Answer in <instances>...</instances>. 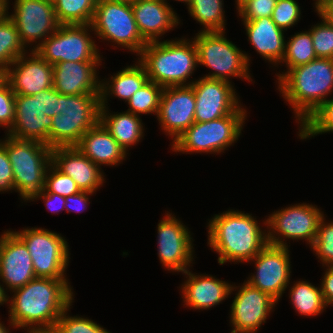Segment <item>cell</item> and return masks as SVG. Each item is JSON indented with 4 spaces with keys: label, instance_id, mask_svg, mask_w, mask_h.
Returning <instances> with one entry per match:
<instances>
[{
    "label": "cell",
    "instance_id": "28",
    "mask_svg": "<svg viewBox=\"0 0 333 333\" xmlns=\"http://www.w3.org/2000/svg\"><path fill=\"white\" fill-rule=\"evenodd\" d=\"M136 63L118 71L110 80L100 82L101 107H107V100L111 95L128 102L147 83L148 76L143 65L139 61Z\"/></svg>",
    "mask_w": 333,
    "mask_h": 333
},
{
    "label": "cell",
    "instance_id": "46",
    "mask_svg": "<svg viewBox=\"0 0 333 333\" xmlns=\"http://www.w3.org/2000/svg\"><path fill=\"white\" fill-rule=\"evenodd\" d=\"M37 199H43L48 211H51V213L58 214L59 211H63L65 209V197L60 196L55 193H49L45 189L41 190L38 194H36L31 201L37 200ZM59 208V209H58Z\"/></svg>",
    "mask_w": 333,
    "mask_h": 333
},
{
    "label": "cell",
    "instance_id": "49",
    "mask_svg": "<svg viewBox=\"0 0 333 333\" xmlns=\"http://www.w3.org/2000/svg\"><path fill=\"white\" fill-rule=\"evenodd\" d=\"M320 15L333 26V5L327 6Z\"/></svg>",
    "mask_w": 333,
    "mask_h": 333
},
{
    "label": "cell",
    "instance_id": "34",
    "mask_svg": "<svg viewBox=\"0 0 333 333\" xmlns=\"http://www.w3.org/2000/svg\"><path fill=\"white\" fill-rule=\"evenodd\" d=\"M313 40L309 31L295 33L286 41L285 52L280 63H286L287 71L291 68L304 65L316 59Z\"/></svg>",
    "mask_w": 333,
    "mask_h": 333
},
{
    "label": "cell",
    "instance_id": "31",
    "mask_svg": "<svg viewBox=\"0 0 333 333\" xmlns=\"http://www.w3.org/2000/svg\"><path fill=\"white\" fill-rule=\"evenodd\" d=\"M223 0H192L188 11L197 23L203 25L202 32L224 31L225 11Z\"/></svg>",
    "mask_w": 333,
    "mask_h": 333
},
{
    "label": "cell",
    "instance_id": "18",
    "mask_svg": "<svg viewBox=\"0 0 333 333\" xmlns=\"http://www.w3.org/2000/svg\"><path fill=\"white\" fill-rule=\"evenodd\" d=\"M195 106L191 85L163 88L157 120L172 142L195 122Z\"/></svg>",
    "mask_w": 333,
    "mask_h": 333
},
{
    "label": "cell",
    "instance_id": "10",
    "mask_svg": "<svg viewBox=\"0 0 333 333\" xmlns=\"http://www.w3.org/2000/svg\"><path fill=\"white\" fill-rule=\"evenodd\" d=\"M90 24L59 25L34 51L51 65L60 62H101L89 32Z\"/></svg>",
    "mask_w": 333,
    "mask_h": 333
},
{
    "label": "cell",
    "instance_id": "21",
    "mask_svg": "<svg viewBox=\"0 0 333 333\" xmlns=\"http://www.w3.org/2000/svg\"><path fill=\"white\" fill-rule=\"evenodd\" d=\"M52 118L45 115L39 106V95H15L14 123L7 135L33 140L49 146V130Z\"/></svg>",
    "mask_w": 333,
    "mask_h": 333
},
{
    "label": "cell",
    "instance_id": "2",
    "mask_svg": "<svg viewBox=\"0 0 333 333\" xmlns=\"http://www.w3.org/2000/svg\"><path fill=\"white\" fill-rule=\"evenodd\" d=\"M252 214L228 210L208 223V244L218 254V263L250 262L267 244V232Z\"/></svg>",
    "mask_w": 333,
    "mask_h": 333
},
{
    "label": "cell",
    "instance_id": "35",
    "mask_svg": "<svg viewBox=\"0 0 333 333\" xmlns=\"http://www.w3.org/2000/svg\"><path fill=\"white\" fill-rule=\"evenodd\" d=\"M162 91L163 87L148 80L141 89L131 96L127 102L129 105L127 111L138 116L151 113L157 115Z\"/></svg>",
    "mask_w": 333,
    "mask_h": 333
},
{
    "label": "cell",
    "instance_id": "36",
    "mask_svg": "<svg viewBox=\"0 0 333 333\" xmlns=\"http://www.w3.org/2000/svg\"><path fill=\"white\" fill-rule=\"evenodd\" d=\"M299 128L301 140L326 132L333 133V98L325 101Z\"/></svg>",
    "mask_w": 333,
    "mask_h": 333
},
{
    "label": "cell",
    "instance_id": "27",
    "mask_svg": "<svg viewBox=\"0 0 333 333\" xmlns=\"http://www.w3.org/2000/svg\"><path fill=\"white\" fill-rule=\"evenodd\" d=\"M75 147L100 168L119 165L128 154L100 122L87 130Z\"/></svg>",
    "mask_w": 333,
    "mask_h": 333
},
{
    "label": "cell",
    "instance_id": "20",
    "mask_svg": "<svg viewBox=\"0 0 333 333\" xmlns=\"http://www.w3.org/2000/svg\"><path fill=\"white\" fill-rule=\"evenodd\" d=\"M26 55L18 57L5 72V80L15 95L32 96L53 87V65L35 51Z\"/></svg>",
    "mask_w": 333,
    "mask_h": 333
},
{
    "label": "cell",
    "instance_id": "12",
    "mask_svg": "<svg viewBox=\"0 0 333 333\" xmlns=\"http://www.w3.org/2000/svg\"><path fill=\"white\" fill-rule=\"evenodd\" d=\"M323 216V212L316 205L304 202L274 211L263 223L268 229L267 242L276 246L289 247L286 243L287 238L297 241L304 239L311 247L315 242L318 225Z\"/></svg>",
    "mask_w": 333,
    "mask_h": 333
},
{
    "label": "cell",
    "instance_id": "15",
    "mask_svg": "<svg viewBox=\"0 0 333 333\" xmlns=\"http://www.w3.org/2000/svg\"><path fill=\"white\" fill-rule=\"evenodd\" d=\"M157 226L160 263L168 271L185 272L194 260L193 239L188 227L168 211Z\"/></svg>",
    "mask_w": 333,
    "mask_h": 333
},
{
    "label": "cell",
    "instance_id": "22",
    "mask_svg": "<svg viewBox=\"0 0 333 333\" xmlns=\"http://www.w3.org/2000/svg\"><path fill=\"white\" fill-rule=\"evenodd\" d=\"M102 62H60L53 65V88L63 95H100L97 67Z\"/></svg>",
    "mask_w": 333,
    "mask_h": 333
},
{
    "label": "cell",
    "instance_id": "6",
    "mask_svg": "<svg viewBox=\"0 0 333 333\" xmlns=\"http://www.w3.org/2000/svg\"><path fill=\"white\" fill-rule=\"evenodd\" d=\"M246 115L247 111L240 105L233 113L222 118L194 122L172 142L171 149L186 154L224 152L239 139Z\"/></svg>",
    "mask_w": 333,
    "mask_h": 333
},
{
    "label": "cell",
    "instance_id": "43",
    "mask_svg": "<svg viewBox=\"0 0 333 333\" xmlns=\"http://www.w3.org/2000/svg\"><path fill=\"white\" fill-rule=\"evenodd\" d=\"M15 116V93L10 84L5 80L0 85V127L11 129Z\"/></svg>",
    "mask_w": 333,
    "mask_h": 333
},
{
    "label": "cell",
    "instance_id": "54",
    "mask_svg": "<svg viewBox=\"0 0 333 333\" xmlns=\"http://www.w3.org/2000/svg\"><path fill=\"white\" fill-rule=\"evenodd\" d=\"M8 330L10 329H7V327L4 326V323L2 324V322L0 321V333H9Z\"/></svg>",
    "mask_w": 333,
    "mask_h": 333
},
{
    "label": "cell",
    "instance_id": "50",
    "mask_svg": "<svg viewBox=\"0 0 333 333\" xmlns=\"http://www.w3.org/2000/svg\"><path fill=\"white\" fill-rule=\"evenodd\" d=\"M3 285H4L3 283L2 284L0 283V305H3L4 303L8 304L7 302H8V299L10 298V296L4 289L5 286H3Z\"/></svg>",
    "mask_w": 333,
    "mask_h": 333
},
{
    "label": "cell",
    "instance_id": "4",
    "mask_svg": "<svg viewBox=\"0 0 333 333\" xmlns=\"http://www.w3.org/2000/svg\"><path fill=\"white\" fill-rule=\"evenodd\" d=\"M138 56L148 80L163 88L194 82H187L198 67L197 48L192 39L148 42Z\"/></svg>",
    "mask_w": 333,
    "mask_h": 333
},
{
    "label": "cell",
    "instance_id": "48",
    "mask_svg": "<svg viewBox=\"0 0 333 333\" xmlns=\"http://www.w3.org/2000/svg\"><path fill=\"white\" fill-rule=\"evenodd\" d=\"M321 281V292L327 307L333 305V266H326Z\"/></svg>",
    "mask_w": 333,
    "mask_h": 333
},
{
    "label": "cell",
    "instance_id": "14",
    "mask_svg": "<svg viewBox=\"0 0 333 333\" xmlns=\"http://www.w3.org/2000/svg\"><path fill=\"white\" fill-rule=\"evenodd\" d=\"M289 247L267 244L252 260L256 274L246 282L269 294L277 302L290 284L291 262Z\"/></svg>",
    "mask_w": 333,
    "mask_h": 333
},
{
    "label": "cell",
    "instance_id": "7",
    "mask_svg": "<svg viewBox=\"0 0 333 333\" xmlns=\"http://www.w3.org/2000/svg\"><path fill=\"white\" fill-rule=\"evenodd\" d=\"M100 95L61 94V114L52 117L49 147H75L100 122Z\"/></svg>",
    "mask_w": 333,
    "mask_h": 333
},
{
    "label": "cell",
    "instance_id": "37",
    "mask_svg": "<svg viewBox=\"0 0 333 333\" xmlns=\"http://www.w3.org/2000/svg\"><path fill=\"white\" fill-rule=\"evenodd\" d=\"M322 22L308 31L313 40V48L317 58L333 59V26L320 14Z\"/></svg>",
    "mask_w": 333,
    "mask_h": 333
},
{
    "label": "cell",
    "instance_id": "45",
    "mask_svg": "<svg viewBox=\"0 0 333 333\" xmlns=\"http://www.w3.org/2000/svg\"><path fill=\"white\" fill-rule=\"evenodd\" d=\"M13 170L5 147L0 143V192L14 190Z\"/></svg>",
    "mask_w": 333,
    "mask_h": 333
},
{
    "label": "cell",
    "instance_id": "26",
    "mask_svg": "<svg viewBox=\"0 0 333 333\" xmlns=\"http://www.w3.org/2000/svg\"><path fill=\"white\" fill-rule=\"evenodd\" d=\"M243 24L248 41L257 53L274 66L280 65L285 52V31L279 28L271 17L243 21Z\"/></svg>",
    "mask_w": 333,
    "mask_h": 333
},
{
    "label": "cell",
    "instance_id": "53",
    "mask_svg": "<svg viewBox=\"0 0 333 333\" xmlns=\"http://www.w3.org/2000/svg\"><path fill=\"white\" fill-rule=\"evenodd\" d=\"M6 1L7 0H0V18L6 14Z\"/></svg>",
    "mask_w": 333,
    "mask_h": 333
},
{
    "label": "cell",
    "instance_id": "8",
    "mask_svg": "<svg viewBox=\"0 0 333 333\" xmlns=\"http://www.w3.org/2000/svg\"><path fill=\"white\" fill-rule=\"evenodd\" d=\"M224 31L202 32L192 38L197 48L198 65L212 69L203 77L231 82L239 77L252 82L250 76V57L241 51L232 41L227 40ZM230 77V78H229Z\"/></svg>",
    "mask_w": 333,
    "mask_h": 333
},
{
    "label": "cell",
    "instance_id": "60",
    "mask_svg": "<svg viewBox=\"0 0 333 333\" xmlns=\"http://www.w3.org/2000/svg\"><path fill=\"white\" fill-rule=\"evenodd\" d=\"M231 333H240V332H237V331H235V330H232Z\"/></svg>",
    "mask_w": 333,
    "mask_h": 333
},
{
    "label": "cell",
    "instance_id": "41",
    "mask_svg": "<svg viewBox=\"0 0 333 333\" xmlns=\"http://www.w3.org/2000/svg\"><path fill=\"white\" fill-rule=\"evenodd\" d=\"M271 19L279 28L287 31L301 19L300 6L295 0H277Z\"/></svg>",
    "mask_w": 333,
    "mask_h": 333
},
{
    "label": "cell",
    "instance_id": "13",
    "mask_svg": "<svg viewBox=\"0 0 333 333\" xmlns=\"http://www.w3.org/2000/svg\"><path fill=\"white\" fill-rule=\"evenodd\" d=\"M9 0L6 1V14L16 25L20 40L25 48L34 43V51L59 27L54 4L48 0H15L14 13L8 14ZM38 40V41H37Z\"/></svg>",
    "mask_w": 333,
    "mask_h": 333
},
{
    "label": "cell",
    "instance_id": "32",
    "mask_svg": "<svg viewBox=\"0 0 333 333\" xmlns=\"http://www.w3.org/2000/svg\"><path fill=\"white\" fill-rule=\"evenodd\" d=\"M22 44L16 25L5 14L0 18V70L8 67L20 56L27 54Z\"/></svg>",
    "mask_w": 333,
    "mask_h": 333
},
{
    "label": "cell",
    "instance_id": "29",
    "mask_svg": "<svg viewBox=\"0 0 333 333\" xmlns=\"http://www.w3.org/2000/svg\"><path fill=\"white\" fill-rule=\"evenodd\" d=\"M108 107L100 108V123L126 151L144 137L141 118L131 112L110 113Z\"/></svg>",
    "mask_w": 333,
    "mask_h": 333
},
{
    "label": "cell",
    "instance_id": "3",
    "mask_svg": "<svg viewBox=\"0 0 333 333\" xmlns=\"http://www.w3.org/2000/svg\"><path fill=\"white\" fill-rule=\"evenodd\" d=\"M276 76L278 89L301 126L333 92V59L316 58Z\"/></svg>",
    "mask_w": 333,
    "mask_h": 333
},
{
    "label": "cell",
    "instance_id": "51",
    "mask_svg": "<svg viewBox=\"0 0 333 333\" xmlns=\"http://www.w3.org/2000/svg\"><path fill=\"white\" fill-rule=\"evenodd\" d=\"M28 333H60L59 330L54 328L32 329L27 331Z\"/></svg>",
    "mask_w": 333,
    "mask_h": 333
},
{
    "label": "cell",
    "instance_id": "59",
    "mask_svg": "<svg viewBox=\"0 0 333 333\" xmlns=\"http://www.w3.org/2000/svg\"><path fill=\"white\" fill-rule=\"evenodd\" d=\"M242 1H244V0H235L236 5L238 6Z\"/></svg>",
    "mask_w": 333,
    "mask_h": 333
},
{
    "label": "cell",
    "instance_id": "42",
    "mask_svg": "<svg viewBox=\"0 0 333 333\" xmlns=\"http://www.w3.org/2000/svg\"><path fill=\"white\" fill-rule=\"evenodd\" d=\"M277 0H244L238 6V14L242 21L271 17Z\"/></svg>",
    "mask_w": 333,
    "mask_h": 333
},
{
    "label": "cell",
    "instance_id": "52",
    "mask_svg": "<svg viewBox=\"0 0 333 333\" xmlns=\"http://www.w3.org/2000/svg\"><path fill=\"white\" fill-rule=\"evenodd\" d=\"M333 5V0H324L315 10L320 14L327 6Z\"/></svg>",
    "mask_w": 333,
    "mask_h": 333
},
{
    "label": "cell",
    "instance_id": "44",
    "mask_svg": "<svg viewBox=\"0 0 333 333\" xmlns=\"http://www.w3.org/2000/svg\"><path fill=\"white\" fill-rule=\"evenodd\" d=\"M38 95L39 106L45 115L52 118L61 114V94L53 87L40 91Z\"/></svg>",
    "mask_w": 333,
    "mask_h": 333
},
{
    "label": "cell",
    "instance_id": "17",
    "mask_svg": "<svg viewBox=\"0 0 333 333\" xmlns=\"http://www.w3.org/2000/svg\"><path fill=\"white\" fill-rule=\"evenodd\" d=\"M191 86L196 101L195 122L222 118L233 113L241 105L231 82L201 77Z\"/></svg>",
    "mask_w": 333,
    "mask_h": 333
},
{
    "label": "cell",
    "instance_id": "9",
    "mask_svg": "<svg viewBox=\"0 0 333 333\" xmlns=\"http://www.w3.org/2000/svg\"><path fill=\"white\" fill-rule=\"evenodd\" d=\"M90 25L99 39L113 42L137 56L148 43L139 32L129 3L109 0L96 2Z\"/></svg>",
    "mask_w": 333,
    "mask_h": 333
},
{
    "label": "cell",
    "instance_id": "58",
    "mask_svg": "<svg viewBox=\"0 0 333 333\" xmlns=\"http://www.w3.org/2000/svg\"><path fill=\"white\" fill-rule=\"evenodd\" d=\"M175 1H180V2H183V3L185 2V4H187V7H188L192 0H175Z\"/></svg>",
    "mask_w": 333,
    "mask_h": 333
},
{
    "label": "cell",
    "instance_id": "1",
    "mask_svg": "<svg viewBox=\"0 0 333 333\" xmlns=\"http://www.w3.org/2000/svg\"><path fill=\"white\" fill-rule=\"evenodd\" d=\"M72 288L67 279L35 277L11 291L14 294L8 299L10 326L27 331L56 327L62 312L72 306Z\"/></svg>",
    "mask_w": 333,
    "mask_h": 333
},
{
    "label": "cell",
    "instance_id": "38",
    "mask_svg": "<svg viewBox=\"0 0 333 333\" xmlns=\"http://www.w3.org/2000/svg\"><path fill=\"white\" fill-rule=\"evenodd\" d=\"M321 218L314 244L311 246L322 265L333 266V222H324Z\"/></svg>",
    "mask_w": 333,
    "mask_h": 333
},
{
    "label": "cell",
    "instance_id": "56",
    "mask_svg": "<svg viewBox=\"0 0 333 333\" xmlns=\"http://www.w3.org/2000/svg\"><path fill=\"white\" fill-rule=\"evenodd\" d=\"M5 81V71L0 70V85Z\"/></svg>",
    "mask_w": 333,
    "mask_h": 333
},
{
    "label": "cell",
    "instance_id": "30",
    "mask_svg": "<svg viewBox=\"0 0 333 333\" xmlns=\"http://www.w3.org/2000/svg\"><path fill=\"white\" fill-rule=\"evenodd\" d=\"M290 298L293 308L300 315L317 316L326 308L321 287H316L309 281H296L290 288Z\"/></svg>",
    "mask_w": 333,
    "mask_h": 333
},
{
    "label": "cell",
    "instance_id": "23",
    "mask_svg": "<svg viewBox=\"0 0 333 333\" xmlns=\"http://www.w3.org/2000/svg\"><path fill=\"white\" fill-rule=\"evenodd\" d=\"M52 164L63 174L70 176L81 191L95 193L105 181L102 168L76 147L53 148Z\"/></svg>",
    "mask_w": 333,
    "mask_h": 333
},
{
    "label": "cell",
    "instance_id": "24",
    "mask_svg": "<svg viewBox=\"0 0 333 333\" xmlns=\"http://www.w3.org/2000/svg\"><path fill=\"white\" fill-rule=\"evenodd\" d=\"M131 6L139 32L147 42L159 41L180 23L177 13L165 0H136Z\"/></svg>",
    "mask_w": 333,
    "mask_h": 333
},
{
    "label": "cell",
    "instance_id": "39",
    "mask_svg": "<svg viewBox=\"0 0 333 333\" xmlns=\"http://www.w3.org/2000/svg\"><path fill=\"white\" fill-rule=\"evenodd\" d=\"M67 308L59 316L56 328L60 333H111L87 317L69 316Z\"/></svg>",
    "mask_w": 333,
    "mask_h": 333
},
{
    "label": "cell",
    "instance_id": "25",
    "mask_svg": "<svg viewBox=\"0 0 333 333\" xmlns=\"http://www.w3.org/2000/svg\"><path fill=\"white\" fill-rule=\"evenodd\" d=\"M189 270L183 272L187 280L181 286L183 302L187 307L196 310L210 309L231 295L232 284L210 274L196 275Z\"/></svg>",
    "mask_w": 333,
    "mask_h": 333
},
{
    "label": "cell",
    "instance_id": "33",
    "mask_svg": "<svg viewBox=\"0 0 333 333\" xmlns=\"http://www.w3.org/2000/svg\"><path fill=\"white\" fill-rule=\"evenodd\" d=\"M55 16L60 25L91 24L95 0H55Z\"/></svg>",
    "mask_w": 333,
    "mask_h": 333
},
{
    "label": "cell",
    "instance_id": "11",
    "mask_svg": "<svg viewBox=\"0 0 333 333\" xmlns=\"http://www.w3.org/2000/svg\"><path fill=\"white\" fill-rule=\"evenodd\" d=\"M26 245L36 277L67 279L70 252L65 237L38 227L14 232Z\"/></svg>",
    "mask_w": 333,
    "mask_h": 333
},
{
    "label": "cell",
    "instance_id": "5",
    "mask_svg": "<svg viewBox=\"0 0 333 333\" xmlns=\"http://www.w3.org/2000/svg\"><path fill=\"white\" fill-rule=\"evenodd\" d=\"M13 170V185L24 202L45 188L46 173L52 163V149L44 143L6 135L0 140Z\"/></svg>",
    "mask_w": 333,
    "mask_h": 333
},
{
    "label": "cell",
    "instance_id": "57",
    "mask_svg": "<svg viewBox=\"0 0 333 333\" xmlns=\"http://www.w3.org/2000/svg\"><path fill=\"white\" fill-rule=\"evenodd\" d=\"M324 0H315V6H313V7H315V9L323 2Z\"/></svg>",
    "mask_w": 333,
    "mask_h": 333
},
{
    "label": "cell",
    "instance_id": "19",
    "mask_svg": "<svg viewBox=\"0 0 333 333\" xmlns=\"http://www.w3.org/2000/svg\"><path fill=\"white\" fill-rule=\"evenodd\" d=\"M35 277L32 258L25 243L14 231H4L0 237V280L9 291H13Z\"/></svg>",
    "mask_w": 333,
    "mask_h": 333
},
{
    "label": "cell",
    "instance_id": "47",
    "mask_svg": "<svg viewBox=\"0 0 333 333\" xmlns=\"http://www.w3.org/2000/svg\"><path fill=\"white\" fill-rule=\"evenodd\" d=\"M88 195H93V193L89 191H80L77 194L65 197L66 204L64 206L66 212L69 213L75 211L77 213H81L86 210L89 202Z\"/></svg>",
    "mask_w": 333,
    "mask_h": 333
},
{
    "label": "cell",
    "instance_id": "16",
    "mask_svg": "<svg viewBox=\"0 0 333 333\" xmlns=\"http://www.w3.org/2000/svg\"><path fill=\"white\" fill-rule=\"evenodd\" d=\"M244 282L241 287H231V293L237 292L231 304L230 323L232 330L237 332L256 333L278 302L269 294Z\"/></svg>",
    "mask_w": 333,
    "mask_h": 333
},
{
    "label": "cell",
    "instance_id": "40",
    "mask_svg": "<svg viewBox=\"0 0 333 333\" xmlns=\"http://www.w3.org/2000/svg\"><path fill=\"white\" fill-rule=\"evenodd\" d=\"M44 189L49 193H55L63 197L71 196L81 191L70 176L63 174L52 163L46 173Z\"/></svg>",
    "mask_w": 333,
    "mask_h": 333
},
{
    "label": "cell",
    "instance_id": "55",
    "mask_svg": "<svg viewBox=\"0 0 333 333\" xmlns=\"http://www.w3.org/2000/svg\"><path fill=\"white\" fill-rule=\"evenodd\" d=\"M109 1L133 4L136 0H109Z\"/></svg>",
    "mask_w": 333,
    "mask_h": 333
}]
</instances>
